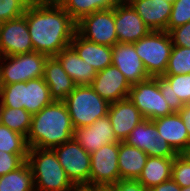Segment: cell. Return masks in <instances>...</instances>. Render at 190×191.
<instances>
[{"mask_svg": "<svg viewBox=\"0 0 190 191\" xmlns=\"http://www.w3.org/2000/svg\"><path fill=\"white\" fill-rule=\"evenodd\" d=\"M24 15L35 52L52 57L70 46L77 23L55 0H33Z\"/></svg>", "mask_w": 190, "mask_h": 191, "instance_id": "6da1fadb", "label": "cell"}, {"mask_svg": "<svg viewBox=\"0 0 190 191\" xmlns=\"http://www.w3.org/2000/svg\"><path fill=\"white\" fill-rule=\"evenodd\" d=\"M74 127L64 101L54 100L32 115L26 137L29 148L53 149L73 138Z\"/></svg>", "mask_w": 190, "mask_h": 191, "instance_id": "7a4b0ae2", "label": "cell"}, {"mask_svg": "<svg viewBox=\"0 0 190 191\" xmlns=\"http://www.w3.org/2000/svg\"><path fill=\"white\" fill-rule=\"evenodd\" d=\"M26 161L32 171L35 191H73L77 188L53 149L29 148Z\"/></svg>", "mask_w": 190, "mask_h": 191, "instance_id": "3957f363", "label": "cell"}, {"mask_svg": "<svg viewBox=\"0 0 190 191\" xmlns=\"http://www.w3.org/2000/svg\"><path fill=\"white\" fill-rule=\"evenodd\" d=\"M3 107L23 108L31 115L37 114L54 99L43 77L1 85Z\"/></svg>", "mask_w": 190, "mask_h": 191, "instance_id": "277c9868", "label": "cell"}, {"mask_svg": "<svg viewBox=\"0 0 190 191\" xmlns=\"http://www.w3.org/2000/svg\"><path fill=\"white\" fill-rule=\"evenodd\" d=\"M63 101L74 129L89 126L97 119L108 115L110 103L104 100L90 85H76Z\"/></svg>", "mask_w": 190, "mask_h": 191, "instance_id": "5b68a950", "label": "cell"}, {"mask_svg": "<svg viewBox=\"0 0 190 191\" xmlns=\"http://www.w3.org/2000/svg\"><path fill=\"white\" fill-rule=\"evenodd\" d=\"M144 68L150 77L166 72L173 43L167 31H151L134 43Z\"/></svg>", "mask_w": 190, "mask_h": 191, "instance_id": "8992f818", "label": "cell"}, {"mask_svg": "<svg viewBox=\"0 0 190 191\" xmlns=\"http://www.w3.org/2000/svg\"><path fill=\"white\" fill-rule=\"evenodd\" d=\"M47 57L35 51L15 56L0 57L1 85L27 82L30 79L43 77Z\"/></svg>", "mask_w": 190, "mask_h": 191, "instance_id": "52a82bcc", "label": "cell"}, {"mask_svg": "<svg viewBox=\"0 0 190 191\" xmlns=\"http://www.w3.org/2000/svg\"><path fill=\"white\" fill-rule=\"evenodd\" d=\"M128 98L145 119L154 120L174 113L162 96L158 76L131 85Z\"/></svg>", "mask_w": 190, "mask_h": 191, "instance_id": "ba28073f", "label": "cell"}, {"mask_svg": "<svg viewBox=\"0 0 190 191\" xmlns=\"http://www.w3.org/2000/svg\"><path fill=\"white\" fill-rule=\"evenodd\" d=\"M58 161L72 183L77 187H89L90 153L72 138L53 148Z\"/></svg>", "mask_w": 190, "mask_h": 191, "instance_id": "9c48e42d", "label": "cell"}, {"mask_svg": "<svg viewBox=\"0 0 190 191\" xmlns=\"http://www.w3.org/2000/svg\"><path fill=\"white\" fill-rule=\"evenodd\" d=\"M76 25V31L89 41L109 47L118 43L114 8L86 15Z\"/></svg>", "mask_w": 190, "mask_h": 191, "instance_id": "30bf717a", "label": "cell"}, {"mask_svg": "<svg viewBox=\"0 0 190 191\" xmlns=\"http://www.w3.org/2000/svg\"><path fill=\"white\" fill-rule=\"evenodd\" d=\"M119 143L103 145L90 154L89 186H112L120 180Z\"/></svg>", "mask_w": 190, "mask_h": 191, "instance_id": "8fae6325", "label": "cell"}, {"mask_svg": "<svg viewBox=\"0 0 190 191\" xmlns=\"http://www.w3.org/2000/svg\"><path fill=\"white\" fill-rule=\"evenodd\" d=\"M124 142L151 157L175 158L178 155L159 134L155 123L150 119H144L139 123Z\"/></svg>", "mask_w": 190, "mask_h": 191, "instance_id": "7c38bea8", "label": "cell"}, {"mask_svg": "<svg viewBox=\"0 0 190 191\" xmlns=\"http://www.w3.org/2000/svg\"><path fill=\"white\" fill-rule=\"evenodd\" d=\"M33 51L25 15L0 23V57Z\"/></svg>", "mask_w": 190, "mask_h": 191, "instance_id": "4fadbf2b", "label": "cell"}, {"mask_svg": "<svg viewBox=\"0 0 190 191\" xmlns=\"http://www.w3.org/2000/svg\"><path fill=\"white\" fill-rule=\"evenodd\" d=\"M114 20L118 43L134 44L151 30L130 3L120 1L114 7Z\"/></svg>", "mask_w": 190, "mask_h": 191, "instance_id": "5bb4252c", "label": "cell"}, {"mask_svg": "<svg viewBox=\"0 0 190 191\" xmlns=\"http://www.w3.org/2000/svg\"><path fill=\"white\" fill-rule=\"evenodd\" d=\"M108 103L128 98L131 85L113 65L98 71L90 85Z\"/></svg>", "mask_w": 190, "mask_h": 191, "instance_id": "9a60e30c", "label": "cell"}, {"mask_svg": "<svg viewBox=\"0 0 190 191\" xmlns=\"http://www.w3.org/2000/svg\"><path fill=\"white\" fill-rule=\"evenodd\" d=\"M73 138L90 154L103 145L119 143L108 115L97 119L89 126L75 128Z\"/></svg>", "mask_w": 190, "mask_h": 191, "instance_id": "2e32d148", "label": "cell"}, {"mask_svg": "<svg viewBox=\"0 0 190 191\" xmlns=\"http://www.w3.org/2000/svg\"><path fill=\"white\" fill-rule=\"evenodd\" d=\"M112 65L124 74L130 85L150 78L142 60L136 53L134 44L116 43L112 47Z\"/></svg>", "mask_w": 190, "mask_h": 191, "instance_id": "e0dca14e", "label": "cell"}, {"mask_svg": "<svg viewBox=\"0 0 190 191\" xmlns=\"http://www.w3.org/2000/svg\"><path fill=\"white\" fill-rule=\"evenodd\" d=\"M108 117L119 142H124L130 132L145 119L129 98L109 104Z\"/></svg>", "mask_w": 190, "mask_h": 191, "instance_id": "ac0fdd59", "label": "cell"}, {"mask_svg": "<svg viewBox=\"0 0 190 191\" xmlns=\"http://www.w3.org/2000/svg\"><path fill=\"white\" fill-rule=\"evenodd\" d=\"M129 3L151 31H167L172 3L164 0H131Z\"/></svg>", "mask_w": 190, "mask_h": 191, "instance_id": "d6986e66", "label": "cell"}, {"mask_svg": "<svg viewBox=\"0 0 190 191\" xmlns=\"http://www.w3.org/2000/svg\"><path fill=\"white\" fill-rule=\"evenodd\" d=\"M70 45L79 57L86 61L88 65L95 68L97 72L112 65V47L89 41L83 38L77 31Z\"/></svg>", "mask_w": 190, "mask_h": 191, "instance_id": "ffe728a7", "label": "cell"}, {"mask_svg": "<svg viewBox=\"0 0 190 191\" xmlns=\"http://www.w3.org/2000/svg\"><path fill=\"white\" fill-rule=\"evenodd\" d=\"M159 134L180 154L190 145L188 131L178 112L152 120Z\"/></svg>", "mask_w": 190, "mask_h": 191, "instance_id": "44dd1931", "label": "cell"}, {"mask_svg": "<svg viewBox=\"0 0 190 191\" xmlns=\"http://www.w3.org/2000/svg\"><path fill=\"white\" fill-rule=\"evenodd\" d=\"M43 78L56 101H63L76 86L55 56L47 57Z\"/></svg>", "mask_w": 190, "mask_h": 191, "instance_id": "7402d4cb", "label": "cell"}, {"mask_svg": "<svg viewBox=\"0 0 190 191\" xmlns=\"http://www.w3.org/2000/svg\"><path fill=\"white\" fill-rule=\"evenodd\" d=\"M75 85H91L97 71L79 57L70 45L55 56Z\"/></svg>", "mask_w": 190, "mask_h": 191, "instance_id": "603a6c76", "label": "cell"}, {"mask_svg": "<svg viewBox=\"0 0 190 191\" xmlns=\"http://www.w3.org/2000/svg\"><path fill=\"white\" fill-rule=\"evenodd\" d=\"M148 155L137 147L119 142L118 167L120 179H138Z\"/></svg>", "mask_w": 190, "mask_h": 191, "instance_id": "cb8c5ba5", "label": "cell"}, {"mask_svg": "<svg viewBox=\"0 0 190 191\" xmlns=\"http://www.w3.org/2000/svg\"><path fill=\"white\" fill-rule=\"evenodd\" d=\"M173 161L174 158L148 156L142 173L137 180L149 190L171 179Z\"/></svg>", "mask_w": 190, "mask_h": 191, "instance_id": "d4e9b609", "label": "cell"}, {"mask_svg": "<svg viewBox=\"0 0 190 191\" xmlns=\"http://www.w3.org/2000/svg\"><path fill=\"white\" fill-rule=\"evenodd\" d=\"M77 23L91 13L114 8L120 0H55Z\"/></svg>", "mask_w": 190, "mask_h": 191, "instance_id": "484cf974", "label": "cell"}, {"mask_svg": "<svg viewBox=\"0 0 190 191\" xmlns=\"http://www.w3.org/2000/svg\"><path fill=\"white\" fill-rule=\"evenodd\" d=\"M0 191H35L34 178L27 161L16 170L0 176Z\"/></svg>", "mask_w": 190, "mask_h": 191, "instance_id": "4316f807", "label": "cell"}, {"mask_svg": "<svg viewBox=\"0 0 190 191\" xmlns=\"http://www.w3.org/2000/svg\"><path fill=\"white\" fill-rule=\"evenodd\" d=\"M32 122V115L23 108L3 107L1 124L10 130L27 137Z\"/></svg>", "mask_w": 190, "mask_h": 191, "instance_id": "83f0119b", "label": "cell"}, {"mask_svg": "<svg viewBox=\"0 0 190 191\" xmlns=\"http://www.w3.org/2000/svg\"><path fill=\"white\" fill-rule=\"evenodd\" d=\"M163 76L171 84L174 112H178L184 104L190 103V73Z\"/></svg>", "mask_w": 190, "mask_h": 191, "instance_id": "f1b7e54d", "label": "cell"}, {"mask_svg": "<svg viewBox=\"0 0 190 191\" xmlns=\"http://www.w3.org/2000/svg\"><path fill=\"white\" fill-rule=\"evenodd\" d=\"M26 137L0 124V151L17 155H28Z\"/></svg>", "mask_w": 190, "mask_h": 191, "instance_id": "f546056e", "label": "cell"}, {"mask_svg": "<svg viewBox=\"0 0 190 191\" xmlns=\"http://www.w3.org/2000/svg\"><path fill=\"white\" fill-rule=\"evenodd\" d=\"M190 73V48L173 46L164 75H179Z\"/></svg>", "mask_w": 190, "mask_h": 191, "instance_id": "4dcf8cb0", "label": "cell"}, {"mask_svg": "<svg viewBox=\"0 0 190 191\" xmlns=\"http://www.w3.org/2000/svg\"><path fill=\"white\" fill-rule=\"evenodd\" d=\"M32 1L33 0H0V23L24 15Z\"/></svg>", "mask_w": 190, "mask_h": 191, "instance_id": "1f68e13d", "label": "cell"}, {"mask_svg": "<svg viewBox=\"0 0 190 191\" xmlns=\"http://www.w3.org/2000/svg\"><path fill=\"white\" fill-rule=\"evenodd\" d=\"M188 22H190V0H175L172 3L167 32Z\"/></svg>", "mask_w": 190, "mask_h": 191, "instance_id": "d6a6232c", "label": "cell"}, {"mask_svg": "<svg viewBox=\"0 0 190 191\" xmlns=\"http://www.w3.org/2000/svg\"><path fill=\"white\" fill-rule=\"evenodd\" d=\"M171 178L181 188L190 186V163L180 154L174 158Z\"/></svg>", "mask_w": 190, "mask_h": 191, "instance_id": "836d02e7", "label": "cell"}, {"mask_svg": "<svg viewBox=\"0 0 190 191\" xmlns=\"http://www.w3.org/2000/svg\"><path fill=\"white\" fill-rule=\"evenodd\" d=\"M27 156L0 151V176L19 168L27 160Z\"/></svg>", "mask_w": 190, "mask_h": 191, "instance_id": "e575fe53", "label": "cell"}, {"mask_svg": "<svg viewBox=\"0 0 190 191\" xmlns=\"http://www.w3.org/2000/svg\"><path fill=\"white\" fill-rule=\"evenodd\" d=\"M168 33L173 46L190 48V22L173 28Z\"/></svg>", "mask_w": 190, "mask_h": 191, "instance_id": "d590c367", "label": "cell"}, {"mask_svg": "<svg viewBox=\"0 0 190 191\" xmlns=\"http://www.w3.org/2000/svg\"><path fill=\"white\" fill-rule=\"evenodd\" d=\"M110 187L114 191H149L137 179H120Z\"/></svg>", "mask_w": 190, "mask_h": 191, "instance_id": "8d00e7d4", "label": "cell"}, {"mask_svg": "<svg viewBox=\"0 0 190 191\" xmlns=\"http://www.w3.org/2000/svg\"><path fill=\"white\" fill-rule=\"evenodd\" d=\"M158 84L162 96L170 106L171 110L174 112L173 94L171 91V84L164 76H158Z\"/></svg>", "mask_w": 190, "mask_h": 191, "instance_id": "74e56055", "label": "cell"}, {"mask_svg": "<svg viewBox=\"0 0 190 191\" xmlns=\"http://www.w3.org/2000/svg\"><path fill=\"white\" fill-rule=\"evenodd\" d=\"M149 191H181V187L171 178L152 187Z\"/></svg>", "mask_w": 190, "mask_h": 191, "instance_id": "f35d334b", "label": "cell"}, {"mask_svg": "<svg viewBox=\"0 0 190 191\" xmlns=\"http://www.w3.org/2000/svg\"><path fill=\"white\" fill-rule=\"evenodd\" d=\"M178 113L182 118L184 125L187 128L190 141V103L184 104L183 107L178 111Z\"/></svg>", "mask_w": 190, "mask_h": 191, "instance_id": "ab89813d", "label": "cell"}, {"mask_svg": "<svg viewBox=\"0 0 190 191\" xmlns=\"http://www.w3.org/2000/svg\"><path fill=\"white\" fill-rule=\"evenodd\" d=\"M180 155L190 163V145H188Z\"/></svg>", "mask_w": 190, "mask_h": 191, "instance_id": "60d3db41", "label": "cell"}, {"mask_svg": "<svg viewBox=\"0 0 190 191\" xmlns=\"http://www.w3.org/2000/svg\"><path fill=\"white\" fill-rule=\"evenodd\" d=\"M92 191H114L110 186H92Z\"/></svg>", "mask_w": 190, "mask_h": 191, "instance_id": "b9f144b4", "label": "cell"}, {"mask_svg": "<svg viewBox=\"0 0 190 191\" xmlns=\"http://www.w3.org/2000/svg\"><path fill=\"white\" fill-rule=\"evenodd\" d=\"M73 191H92V186H89V187H79V188H76Z\"/></svg>", "mask_w": 190, "mask_h": 191, "instance_id": "7bdbcfd3", "label": "cell"}, {"mask_svg": "<svg viewBox=\"0 0 190 191\" xmlns=\"http://www.w3.org/2000/svg\"><path fill=\"white\" fill-rule=\"evenodd\" d=\"M2 111H3V105H2V101L0 99V124H1V118H2Z\"/></svg>", "mask_w": 190, "mask_h": 191, "instance_id": "ee69618b", "label": "cell"}, {"mask_svg": "<svg viewBox=\"0 0 190 191\" xmlns=\"http://www.w3.org/2000/svg\"><path fill=\"white\" fill-rule=\"evenodd\" d=\"M181 191H190V186L181 188Z\"/></svg>", "mask_w": 190, "mask_h": 191, "instance_id": "f6af8a7d", "label": "cell"}, {"mask_svg": "<svg viewBox=\"0 0 190 191\" xmlns=\"http://www.w3.org/2000/svg\"><path fill=\"white\" fill-rule=\"evenodd\" d=\"M120 1L129 3L131 0H120Z\"/></svg>", "mask_w": 190, "mask_h": 191, "instance_id": "bcb514c9", "label": "cell"}, {"mask_svg": "<svg viewBox=\"0 0 190 191\" xmlns=\"http://www.w3.org/2000/svg\"><path fill=\"white\" fill-rule=\"evenodd\" d=\"M164 1H167V2L173 3L175 0H164Z\"/></svg>", "mask_w": 190, "mask_h": 191, "instance_id": "7dc6e473", "label": "cell"}, {"mask_svg": "<svg viewBox=\"0 0 190 191\" xmlns=\"http://www.w3.org/2000/svg\"><path fill=\"white\" fill-rule=\"evenodd\" d=\"M0 98H1V82H0Z\"/></svg>", "mask_w": 190, "mask_h": 191, "instance_id": "c3c4849f", "label": "cell"}]
</instances>
